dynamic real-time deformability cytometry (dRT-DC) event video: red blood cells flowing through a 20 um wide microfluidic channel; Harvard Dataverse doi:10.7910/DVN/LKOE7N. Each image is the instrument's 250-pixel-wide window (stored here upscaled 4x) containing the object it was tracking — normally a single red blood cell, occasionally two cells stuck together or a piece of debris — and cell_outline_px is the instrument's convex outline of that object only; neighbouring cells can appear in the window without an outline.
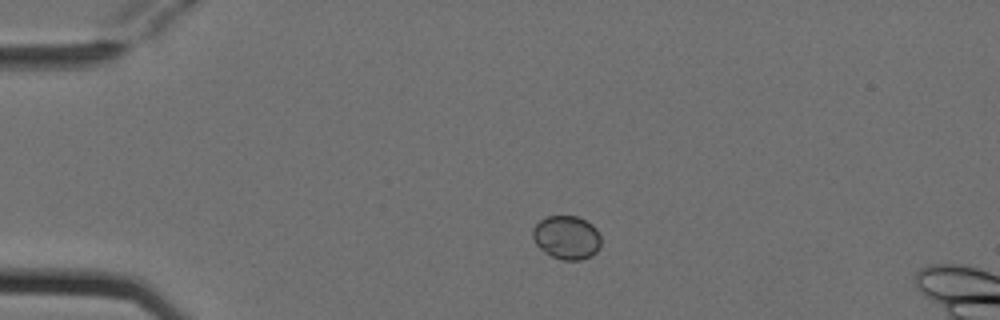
{"species": "Egyptian fruit bat (a non-hibernating species)", "species_latin": "Rousettus aegyptiacus", "temperature_condition": "cold", "stored_images_in_passage": 2, "camera_frame_rate_fps": 3000, "um_per_image_px": 0.085, "animal": {"sex": "female"}, "frame": {"image": 1, "passage_image": 1, "time_ms": 0.0, "image_size_px": [1000, 320], "cell_outline_px": [[600, 244], [596, 252], [592, 256], [580, 260], [560, 260], [544, 252], [536, 244], [532, 236], [532, 228], [540, 220], [548, 216], [576, 216], [592, 224], [596, 228], [600, 236]], "centroid_in_image_um": [48.15, 20.19], "position_along_channel_um": 36.8, "area_um2": 17.4}}